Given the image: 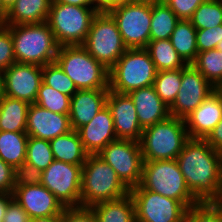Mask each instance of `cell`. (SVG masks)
<instances>
[{"label": "cell", "mask_w": 222, "mask_h": 222, "mask_svg": "<svg viewBox=\"0 0 222 222\" xmlns=\"http://www.w3.org/2000/svg\"><path fill=\"white\" fill-rule=\"evenodd\" d=\"M196 30L210 29L222 24V0H206L189 19Z\"/></svg>", "instance_id": "d6a6232c"}, {"label": "cell", "mask_w": 222, "mask_h": 222, "mask_svg": "<svg viewBox=\"0 0 222 222\" xmlns=\"http://www.w3.org/2000/svg\"><path fill=\"white\" fill-rule=\"evenodd\" d=\"M183 222H222V202L198 203L192 206Z\"/></svg>", "instance_id": "8d00e7d4"}, {"label": "cell", "mask_w": 222, "mask_h": 222, "mask_svg": "<svg viewBox=\"0 0 222 222\" xmlns=\"http://www.w3.org/2000/svg\"><path fill=\"white\" fill-rule=\"evenodd\" d=\"M130 193L115 170L97 154H88L82 166L81 207H92Z\"/></svg>", "instance_id": "7a4b0ae2"}, {"label": "cell", "mask_w": 222, "mask_h": 222, "mask_svg": "<svg viewBox=\"0 0 222 222\" xmlns=\"http://www.w3.org/2000/svg\"><path fill=\"white\" fill-rule=\"evenodd\" d=\"M54 156L48 140L28 137L25 162L41 171L45 170L53 161Z\"/></svg>", "instance_id": "e575fe53"}, {"label": "cell", "mask_w": 222, "mask_h": 222, "mask_svg": "<svg viewBox=\"0 0 222 222\" xmlns=\"http://www.w3.org/2000/svg\"><path fill=\"white\" fill-rule=\"evenodd\" d=\"M14 187L41 184L42 171L35 166L23 163L14 168Z\"/></svg>", "instance_id": "f35d334b"}, {"label": "cell", "mask_w": 222, "mask_h": 222, "mask_svg": "<svg viewBox=\"0 0 222 222\" xmlns=\"http://www.w3.org/2000/svg\"><path fill=\"white\" fill-rule=\"evenodd\" d=\"M35 104L53 113L69 115L71 97L54 90L42 81Z\"/></svg>", "instance_id": "836d02e7"}, {"label": "cell", "mask_w": 222, "mask_h": 222, "mask_svg": "<svg viewBox=\"0 0 222 222\" xmlns=\"http://www.w3.org/2000/svg\"><path fill=\"white\" fill-rule=\"evenodd\" d=\"M59 3L71 4L74 6L96 7V0H56Z\"/></svg>", "instance_id": "c3c4849f"}, {"label": "cell", "mask_w": 222, "mask_h": 222, "mask_svg": "<svg viewBox=\"0 0 222 222\" xmlns=\"http://www.w3.org/2000/svg\"><path fill=\"white\" fill-rule=\"evenodd\" d=\"M180 20H189L206 0H163Z\"/></svg>", "instance_id": "60d3db41"}, {"label": "cell", "mask_w": 222, "mask_h": 222, "mask_svg": "<svg viewBox=\"0 0 222 222\" xmlns=\"http://www.w3.org/2000/svg\"><path fill=\"white\" fill-rule=\"evenodd\" d=\"M62 222H97L90 207H65L62 212Z\"/></svg>", "instance_id": "b9f144b4"}, {"label": "cell", "mask_w": 222, "mask_h": 222, "mask_svg": "<svg viewBox=\"0 0 222 222\" xmlns=\"http://www.w3.org/2000/svg\"><path fill=\"white\" fill-rule=\"evenodd\" d=\"M4 8L8 11L16 2V0H0Z\"/></svg>", "instance_id": "816d5d0a"}, {"label": "cell", "mask_w": 222, "mask_h": 222, "mask_svg": "<svg viewBox=\"0 0 222 222\" xmlns=\"http://www.w3.org/2000/svg\"><path fill=\"white\" fill-rule=\"evenodd\" d=\"M13 198L27 212L30 219L62 215L65 207L41 184L14 187Z\"/></svg>", "instance_id": "e0dca14e"}, {"label": "cell", "mask_w": 222, "mask_h": 222, "mask_svg": "<svg viewBox=\"0 0 222 222\" xmlns=\"http://www.w3.org/2000/svg\"><path fill=\"white\" fill-rule=\"evenodd\" d=\"M130 1H137V2H154L158 0H130Z\"/></svg>", "instance_id": "11a10c76"}, {"label": "cell", "mask_w": 222, "mask_h": 222, "mask_svg": "<svg viewBox=\"0 0 222 222\" xmlns=\"http://www.w3.org/2000/svg\"><path fill=\"white\" fill-rule=\"evenodd\" d=\"M109 89L77 90L71 97L69 119L71 129L89 123L106 106Z\"/></svg>", "instance_id": "44dd1931"}, {"label": "cell", "mask_w": 222, "mask_h": 222, "mask_svg": "<svg viewBox=\"0 0 222 222\" xmlns=\"http://www.w3.org/2000/svg\"><path fill=\"white\" fill-rule=\"evenodd\" d=\"M182 69L157 71L154 88L161 100L170 108L180 90Z\"/></svg>", "instance_id": "1f68e13d"}, {"label": "cell", "mask_w": 222, "mask_h": 222, "mask_svg": "<svg viewBox=\"0 0 222 222\" xmlns=\"http://www.w3.org/2000/svg\"><path fill=\"white\" fill-rule=\"evenodd\" d=\"M5 26V24L0 20V30Z\"/></svg>", "instance_id": "9f6ffc18"}, {"label": "cell", "mask_w": 222, "mask_h": 222, "mask_svg": "<svg viewBox=\"0 0 222 222\" xmlns=\"http://www.w3.org/2000/svg\"><path fill=\"white\" fill-rule=\"evenodd\" d=\"M14 169L0 158V193L14 191Z\"/></svg>", "instance_id": "7bdbcfd3"}, {"label": "cell", "mask_w": 222, "mask_h": 222, "mask_svg": "<svg viewBox=\"0 0 222 222\" xmlns=\"http://www.w3.org/2000/svg\"><path fill=\"white\" fill-rule=\"evenodd\" d=\"M128 95L136 108L142 129L161 122L170 116L168 106L158 96L153 85L133 90Z\"/></svg>", "instance_id": "7402d4cb"}, {"label": "cell", "mask_w": 222, "mask_h": 222, "mask_svg": "<svg viewBox=\"0 0 222 222\" xmlns=\"http://www.w3.org/2000/svg\"><path fill=\"white\" fill-rule=\"evenodd\" d=\"M214 150L222 153V120L204 139Z\"/></svg>", "instance_id": "f6af8a7d"}, {"label": "cell", "mask_w": 222, "mask_h": 222, "mask_svg": "<svg viewBox=\"0 0 222 222\" xmlns=\"http://www.w3.org/2000/svg\"><path fill=\"white\" fill-rule=\"evenodd\" d=\"M28 137L26 132L0 131V158L13 169L25 163Z\"/></svg>", "instance_id": "f1b7e54d"}, {"label": "cell", "mask_w": 222, "mask_h": 222, "mask_svg": "<svg viewBox=\"0 0 222 222\" xmlns=\"http://www.w3.org/2000/svg\"><path fill=\"white\" fill-rule=\"evenodd\" d=\"M52 0H16L8 10L5 25H25L47 21Z\"/></svg>", "instance_id": "603a6c76"}, {"label": "cell", "mask_w": 222, "mask_h": 222, "mask_svg": "<svg viewBox=\"0 0 222 222\" xmlns=\"http://www.w3.org/2000/svg\"><path fill=\"white\" fill-rule=\"evenodd\" d=\"M10 32L17 63L43 67L55 62L59 46L47 22L10 25Z\"/></svg>", "instance_id": "3957f363"}, {"label": "cell", "mask_w": 222, "mask_h": 222, "mask_svg": "<svg viewBox=\"0 0 222 222\" xmlns=\"http://www.w3.org/2000/svg\"><path fill=\"white\" fill-rule=\"evenodd\" d=\"M8 16V11L4 8L0 1V20L5 24Z\"/></svg>", "instance_id": "f907efd6"}, {"label": "cell", "mask_w": 222, "mask_h": 222, "mask_svg": "<svg viewBox=\"0 0 222 222\" xmlns=\"http://www.w3.org/2000/svg\"><path fill=\"white\" fill-rule=\"evenodd\" d=\"M97 155L115 170L120 180L129 189L140 184L143 157L138 141L116 139Z\"/></svg>", "instance_id": "8fae6325"}, {"label": "cell", "mask_w": 222, "mask_h": 222, "mask_svg": "<svg viewBox=\"0 0 222 222\" xmlns=\"http://www.w3.org/2000/svg\"><path fill=\"white\" fill-rule=\"evenodd\" d=\"M3 95V72L0 71V98Z\"/></svg>", "instance_id": "f5cc1de1"}, {"label": "cell", "mask_w": 222, "mask_h": 222, "mask_svg": "<svg viewBox=\"0 0 222 222\" xmlns=\"http://www.w3.org/2000/svg\"><path fill=\"white\" fill-rule=\"evenodd\" d=\"M192 65L215 89H222L221 51L215 48L199 52Z\"/></svg>", "instance_id": "4dcf8cb0"}, {"label": "cell", "mask_w": 222, "mask_h": 222, "mask_svg": "<svg viewBox=\"0 0 222 222\" xmlns=\"http://www.w3.org/2000/svg\"><path fill=\"white\" fill-rule=\"evenodd\" d=\"M196 40L198 53L215 49L222 40V24L210 29L197 30Z\"/></svg>", "instance_id": "ab89813d"}, {"label": "cell", "mask_w": 222, "mask_h": 222, "mask_svg": "<svg viewBox=\"0 0 222 222\" xmlns=\"http://www.w3.org/2000/svg\"><path fill=\"white\" fill-rule=\"evenodd\" d=\"M98 12L97 7L74 6L52 0L46 22L59 47L83 45Z\"/></svg>", "instance_id": "8992f818"}, {"label": "cell", "mask_w": 222, "mask_h": 222, "mask_svg": "<svg viewBox=\"0 0 222 222\" xmlns=\"http://www.w3.org/2000/svg\"><path fill=\"white\" fill-rule=\"evenodd\" d=\"M216 49L222 52V40L217 44Z\"/></svg>", "instance_id": "db71d44e"}, {"label": "cell", "mask_w": 222, "mask_h": 222, "mask_svg": "<svg viewBox=\"0 0 222 222\" xmlns=\"http://www.w3.org/2000/svg\"><path fill=\"white\" fill-rule=\"evenodd\" d=\"M156 74L155 64L145 48H128L109 70V89L128 94L152 86Z\"/></svg>", "instance_id": "ba28073f"}, {"label": "cell", "mask_w": 222, "mask_h": 222, "mask_svg": "<svg viewBox=\"0 0 222 222\" xmlns=\"http://www.w3.org/2000/svg\"><path fill=\"white\" fill-rule=\"evenodd\" d=\"M216 89L192 65L182 68L181 86L169 108L170 116L185 119Z\"/></svg>", "instance_id": "5bb4252c"}, {"label": "cell", "mask_w": 222, "mask_h": 222, "mask_svg": "<svg viewBox=\"0 0 222 222\" xmlns=\"http://www.w3.org/2000/svg\"><path fill=\"white\" fill-rule=\"evenodd\" d=\"M13 194L4 192L0 193V220H3L8 204L13 200Z\"/></svg>", "instance_id": "7dc6e473"}, {"label": "cell", "mask_w": 222, "mask_h": 222, "mask_svg": "<svg viewBox=\"0 0 222 222\" xmlns=\"http://www.w3.org/2000/svg\"><path fill=\"white\" fill-rule=\"evenodd\" d=\"M187 187L200 202H222V153L204 139H189L176 158Z\"/></svg>", "instance_id": "6da1fadb"}, {"label": "cell", "mask_w": 222, "mask_h": 222, "mask_svg": "<svg viewBox=\"0 0 222 222\" xmlns=\"http://www.w3.org/2000/svg\"><path fill=\"white\" fill-rule=\"evenodd\" d=\"M29 222H62V215H52L45 217L32 218Z\"/></svg>", "instance_id": "681fc988"}, {"label": "cell", "mask_w": 222, "mask_h": 222, "mask_svg": "<svg viewBox=\"0 0 222 222\" xmlns=\"http://www.w3.org/2000/svg\"><path fill=\"white\" fill-rule=\"evenodd\" d=\"M82 166L54 160L42 171L41 185L64 207H80Z\"/></svg>", "instance_id": "7c38bea8"}, {"label": "cell", "mask_w": 222, "mask_h": 222, "mask_svg": "<svg viewBox=\"0 0 222 222\" xmlns=\"http://www.w3.org/2000/svg\"><path fill=\"white\" fill-rule=\"evenodd\" d=\"M55 62L78 90L109 89V70L82 45L59 47Z\"/></svg>", "instance_id": "52a82bcc"}, {"label": "cell", "mask_w": 222, "mask_h": 222, "mask_svg": "<svg viewBox=\"0 0 222 222\" xmlns=\"http://www.w3.org/2000/svg\"><path fill=\"white\" fill-rule=\"evenodd\" d=\"M42 79L45 84L52 87L54 90L70 97L78 90L72 80L56 62L46 64L42 67Z\"/></svg>", "instance_id": "d590c367"}, {"label": "cell", "mask_w": 222, "mask_h": 222, "mask_svg": "<svg viewBox=\"0 0 222 222\" xmlns=\"http://www.w3.org/2000/svg\"><path fill=\"white\" fill-rule=\"evenodd\" d=\"M131 189H146L183 203L188 209L200 203L187 187L176 159L143 161L140 184Z\"/></svg>", "instance_id": "277c9868"}, {"label": "cell", "mask_w": 222, "mask_h": 222, "mask_svg": "<svg viewBox=\"0 0 222 222\" xmlns=\"http://www.w3.org/2000/svg\"><path fill=\"white\" fill-rule=\"evenodd\" d=\"M184 120L190 139H205L222 120V89H216Z\"/></svg>", "instance_id": "d6986e66"}, {"label": "cell", "mask_w": 222, "mask_h": 222, "mask_svg": "<svg viewBox=\"0 0 222 222\" xmlns=\"http://www.w3.org/2000/svg\"><path fill=\"white\" fill-rule=\"evenodd\" d=\"M145 49L157 71L177 70L187 65L172 46L170 39L149 41Z\"/></svg>", "instance_id": "f546056e"}, {"label": "cell", "mask_w": 222, "mask_h": 222, "mask_svg": "<svg viewBox=\"0 0 222 222\" xmlns=\"http://www.w3.org/2000/svg\"><path fill=\"white\" fill-rule=\"evenodd\" d=\"M30 217L27 212L13 199L7 207L3 222H29Z\"/></svg>", "instance_id": "ee69618b"}, {"label": "cell", "mask_w": 222, "mask_h": 222, "mask_svg": "<svg viewBox=\"0 0 222 222\" xmlns=\"http://www.w3.org/2000/svg\"><path fill=\"white\" fill-rule=\"evenodd\" d=\"M42 79V67L13 63L3 71V95L35 103Z\"/></svg>", "instance_id": "9a60e30c"}, {"label": "cell", "mask_w": 222, "mask_h": 222, "mask_svg": "<svg viewBox=\"0 0 222 222\" xmlns=\"http://www.w3.org/2000/svg\"><path fill=\"white\" fill-rule=\"evenodd\" d=\"M82 46L108 70L128 49L123 43L116 21L107 11H99L94 17Z\"/></svg>", "instance_id": "9c48e42d"}, {"label": "cell", "mask_w": 222, "mask_h": 222, "mask_svg": "<svg viewBox=\"0 0 222 222\" xmlns=\"http://www.w3.org/2000/svg\"><path fill=\"white\" fill-rule=\"evenodd\" d=\"M49 142L55 160L75 165L85 163L88 153L84 150L76 130L72 129Z\"/></svg>", "instance_id": "484cf974"}, {"label": "cell", "mask_w": 222, "mask_h": 222, "mask_svg": "<svg viewBox=\"0 0 222 222\" xmlns=\"http://www.w3.org/2000/svg\"><path fill=\"white\" fill-rule=\"evenodd\" d=\"M16 63L10 25L0 30V71L3 72Z\"/></svg>", "instance_id": "74e56055"}, {"label": "cell", "mask_w": 222, "mask_h": 222, "mask_svg": "<svg viewBox=\"0 0 222 222\" xmlns=\"http://www.w3.org/2000/svg\"><path fill=\"white\" fill-rule=\"evenodd\" d=\"M136 222H183L188 208L178 200L146 189H130Z\"/></svg>", "instance_id": "4fadbf2b"}, {"label": "cell", "mask_w": 222, "mask_h": 222, "mask_svg": "<svg viewBox=\"0 0 222 222\" xmlns=\"http://www.w3.org/2000/svg\"><path fill=\"white\" fill-rule=\"evenodd\" d=\"M106 105L112 114L117 139L139 142L143 129L130 96L109 89Z\"/></svg>", "instance_id": "2e32d148"}, {"label": "cell", "mask_w": 222, "mask_h": 222, "mask_svg": "<svg viewBox=\"0 0 222 222\" xmlns=\"http://www.w3.org/2000/svg\"><path fill=\"white\" fill-rule=\"evenodd\" d=\"M196 33L189 20H179L170 36L172 46L186 64H192L198 54Z\"/></svg>", "instance_id": "4316f807"}, {"label": "cell", "mask_w": 222, "mask_h": 222, "mask_svg": "<svg viewBox=\"0 0 222 222\" xmlns=\"http://www.w3.org/2000/svg\"><path fill=\"white\" fill-rule=\"evenodd\" d=\"M71 130L69 115L53 113L35 103L30 104L26 127L28 136L51 141Z\"/></svg>", "instance_id": "ac0fdd59"}, {"label": "cell", "mask_w": 222, "mask_h": 222, "mask_svg": "<svg viewBox=\"0 0 222 222\" xmlns=\"http://www.w3.org/2000/svg\"><path fill=\"white\" fill-rule=\"evenodd\" d=\"M97 222H136L135 204L132 195L100 202L90 207Z\"/></svg>", "instance_id": "d4e9b609"}, {"label": "cell", "mask_w": 222, "mask_h": 222, "mask_svg": "<svg viewBox=\"0 0 222 222\" xmlns=\"http://www.w3.org/2000/svg\"><path fill=\"white\" fill-rule=\"evenodd\" d=\"M30 103L9 96L0 98V131L26 132Z\"/></svg>", "instance_id": "cb8c5ba5"}, {"label": "cell", "mask_w": 222, "mask_h": 222, "mask_svg": "<svg viewBox=\"0 0 222 222\" xmlns=\"http://www.w3.org/2000/svg\"><path fill=\"white\" fill-rule=\"evenodd\" d=\"M179 20L163 0L151 2L150 41L170 39Z\"/></svg>", "instance_id": "83f0119b"}, {"label": "cell", "mask_w": 222, "mask_h": 222, "mask_svg": "<svg viewBox=\"0 0 222 222\" xmlns=\"http://www.w3.org/2000/svg\"><path fill=\"white\" fill-rule=\"evenodd\" d=\"M131 2L130 0H96V7L99 11H108L114 6L120 4H126Z\"/></svg>", "instance_id": "bcb514c9"}, {"label": "cell", "mask_w": 222, "mask_h": 222, "mask_svg": "<svg viewBox=\"0 0 222 222\" xmlns=\"http://www.w3.org/2000/svg\"><path fill=\"white\" fill-rule=\"evenodd\" d=\"M76 131L88 154H98L109 143L117 139L112 114L107 105L89 123Z\"/></svg>", "instance_id": "ffe728a7"}, {"label": "cell", "mask_w": 222, "mask_h": 222, "mask_svg": "<svg viewBox=\"0 0 222 222\" xmlns=\"http://www.w3.org/2000/svg\"><path fill=\"white\" fill-rule=\"evenodd\" d=\"M116 21L127 48H145L150 41L151 2L131 1L107 11Z\"/></svg>", "instance_id": "30bf717a"}, {"label": "cell", "mask_w": 222, "mask_h": 222, "mask_svg": "<svg viewBox=\"0 0 222 222\" xmlns=\"http://www.w3.org/2000/svg\"><path fill=\"white\" fill-rule=\"evenodd\" d=\"M189 139L185 120L169 116L143 129L139 141L143 161L176 159Z\"/></svg>", "instance_id": "5b68a950"}]
</instances>
